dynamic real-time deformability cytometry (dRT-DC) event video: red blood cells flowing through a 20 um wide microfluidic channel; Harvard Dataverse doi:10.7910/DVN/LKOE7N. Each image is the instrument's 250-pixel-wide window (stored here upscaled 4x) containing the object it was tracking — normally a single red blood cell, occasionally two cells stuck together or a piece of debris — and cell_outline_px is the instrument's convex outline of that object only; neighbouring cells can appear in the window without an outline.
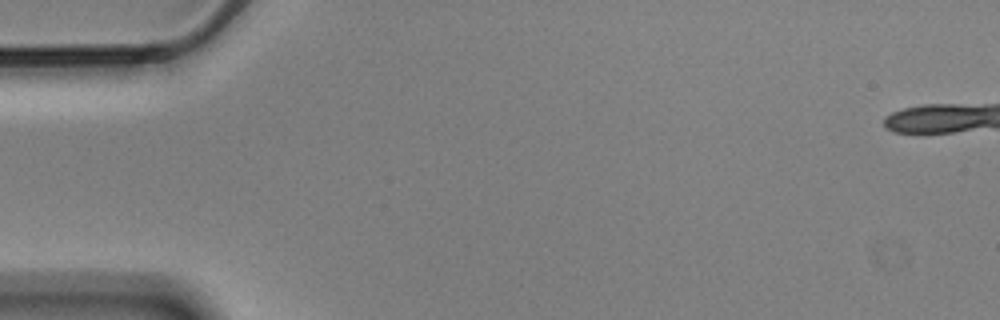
{"species": "Egyptian fruit bat (a non-hibernating species)", "species_latin": "Rousettus aegyptiacus", "temperature_condition": "cold", "stored_images_in_passage": 2, "camera_frame_rate_fps": 3000, "um_per_image_px": 0.085, "animal": {"sex": "male"}, "frame": {"image": 1, "passage_image": 1, "time_ms": 0.0, "image_size_px": [1000, 320], "cell_outline_px": [[144, 60], [36, 64], [24, 52], [24, 28], [60, 28], [140, 52]], "centroid_in_image_um": [6.11, 4.07], "position_along_channel_um": 78.9, "area_um2": 21.39}}